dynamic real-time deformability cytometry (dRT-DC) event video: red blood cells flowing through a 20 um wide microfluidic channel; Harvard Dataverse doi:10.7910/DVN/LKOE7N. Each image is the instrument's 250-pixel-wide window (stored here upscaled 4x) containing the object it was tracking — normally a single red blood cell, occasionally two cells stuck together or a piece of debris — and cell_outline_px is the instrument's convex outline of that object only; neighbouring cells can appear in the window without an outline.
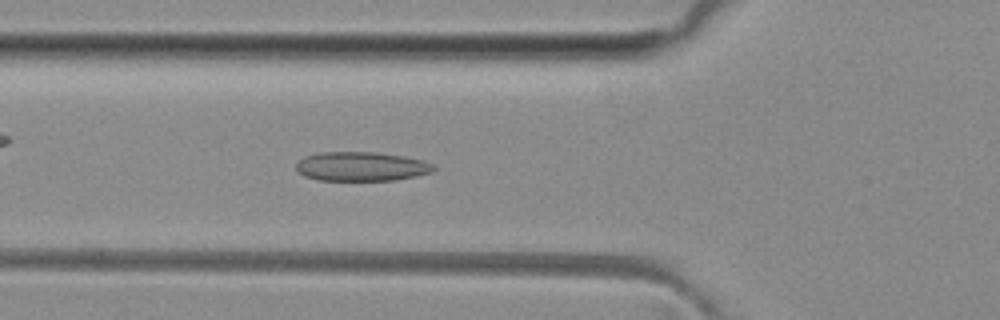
{"species": "common noctule bat (a hibernating species)", "species_latin": "Nyctalus noctula", "temperature_condition": "room temperature", "stored_images_in_passage": 49, "camera_frame_rate_fps": 3000, "um_per_image_px": 0.085, "animal": {"sex": "female", "body_mass_g": 29.2, "forearm_length_mm": 56.3}, "frame": {"image": 1, "passage_image": 17, "time_ms": 5.333, "image_size_px": [1000, 320], "cell_outline_px": [[436, 168], [432, 172], [416, 176], [392, 180], [316, 180], [304, 176], [296, 168], [296, 164], [304, 156], [320, 152], [376, 152], [404, 156], [420, 160], [432, 164]], "centroid_in_image_um": [30.69, 14.14], "position_along_channel_um": 95.1, "area_um2": 23.29}}
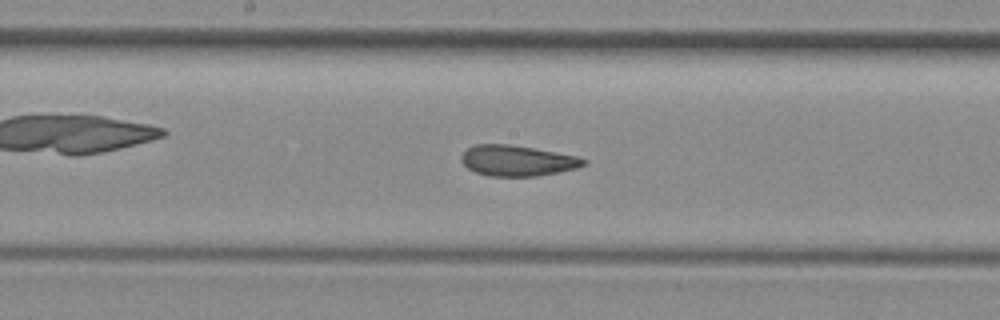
{"frame": {"image": 2, "passage_image": 25, "time_ms": 8.0, "image_size_px": [1000, 320], "cell_outline_px": [[588, 164], [576, 168], [536, 176], [488, 176], [476, 172], [468, 168], [460, 160], [460, 156], [468, 148], [476, 144], [508, 144], [532, 148], [576, 156], [588, 160]], "centroid_in_image_um": [43.95, 13.66], "position_along_channel_um": 204.2, "area_um2": 21.68}}
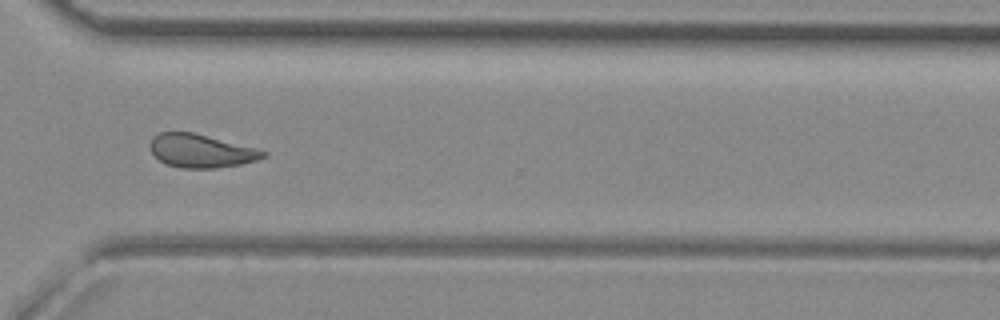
{"frame": {"image": 3, "passage_image": 36, "time_ms": 11.667, "image_size_px": [1000, 320], "cell_outline_px": [[268, 156], [256, 160], [240, 164], [216, 168], [180, 168], [168, 164], [160, 160], [152, 152], [148, 144], [152, 136], [160, 132], [192, 132], [256, 148], [268, 152]], "centroid_in_image_um": [17.08, 12.82], "position_along_channel_um": 353.5, "area_um2": 21.91}, "authors_computed_cell_mechanics": {"area_um2": 22.831, "velocity_mm_per_s": 4.0715, "shape_relaxation_time_tau1_ms": null, "shape_relaxation_time_tau2_ms": 1.8163, "deformation_change_tau1": null, "deformation_change_tau2": 0.0728}}